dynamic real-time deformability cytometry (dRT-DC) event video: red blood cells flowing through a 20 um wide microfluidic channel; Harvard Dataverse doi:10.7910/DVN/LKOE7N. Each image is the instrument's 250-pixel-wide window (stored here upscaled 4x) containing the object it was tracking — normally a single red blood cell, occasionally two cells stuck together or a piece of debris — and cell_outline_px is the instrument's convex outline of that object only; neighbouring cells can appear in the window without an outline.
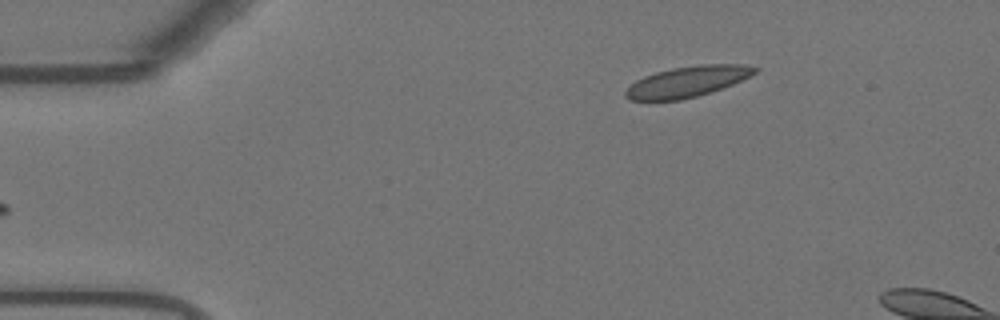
{"species": "Egyptian fruit bat (a non-hibernating species)", "species_latin": "Rousettus aegyptiacus", "temperature_condition": "warm", "stored_images_in_passage": 5, "camera_frame_rate_fps": 3000, "um_per_image_px": 0.085, "animal": {"sex": "female"}, "frame": {"image": 1, "passage_image": 1, "time_ms": 0.0, "image_size_px": [1000, 320], "cell_outline_px": [[760, 68], [756, 72], [732, 84], [712, 92], [680, 100], [628, 100], [624, 96], [624, 92], [636, 80], [644, 76], [656, 72], [672, 68], [700, 64], [744, 64]], "centroid_in_image_um": [58.41, 6.93], "position_along_channel_um": 26.6, "area_um2": 23.06}}